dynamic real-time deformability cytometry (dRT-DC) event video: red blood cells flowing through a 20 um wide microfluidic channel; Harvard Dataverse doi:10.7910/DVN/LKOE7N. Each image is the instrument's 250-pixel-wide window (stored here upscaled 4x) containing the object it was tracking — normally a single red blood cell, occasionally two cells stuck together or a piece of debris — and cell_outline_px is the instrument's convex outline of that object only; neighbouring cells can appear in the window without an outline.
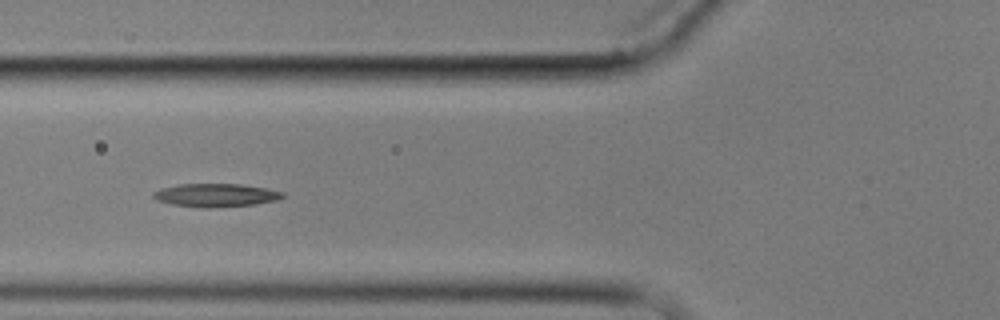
{"species": "common noctule bat (a hibernating species)", "species_latin": "Nyctalus noctula", "temperature_condition": "cold", "stored_images_in_passage": 13, "camera_frame_rate_fps": 3000, "um_per_image_px": 0.085, "animal": {"sex": "male", "body_mass_g": 17.9}, "frame": {"image": 1, "passage_image": 3, "time_ms": 2.333, "image_size_px": [1000, 320], "cell_outline_px": [[284, 196], [276, 200], [256, 204], [212, 208], [200, 208], [172, 204], [156, 200], [152, 196], [152, 192], [160, 188], [180, 184], [244, 184], [268, 188], [284, 192]], "centroid_in_image_um": [18.33, 16.59], "position_along_channel_um": 107.5, "area_um2": 17.74}}
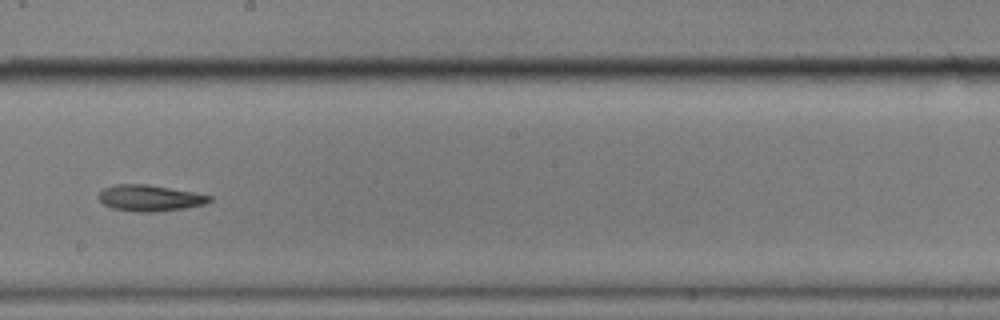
{"frame": {"image": 2, "passage_image": 6, "time_ms": 6.0, "image_size_px": [1000, 320], "cell_outline_px": [[212, 200], [204, 204], [184, 208], [156, 212], [136, 212], [112, 208], [104, 204], [100, 200], [100, 192], [104, 188], [116, 184], [144, 184], [196, 192], [212, 196]], "centroid_in_image_um": [12.76, 16.83], "position_along_channel_um": 235.4, "area_um2": 16.82}}
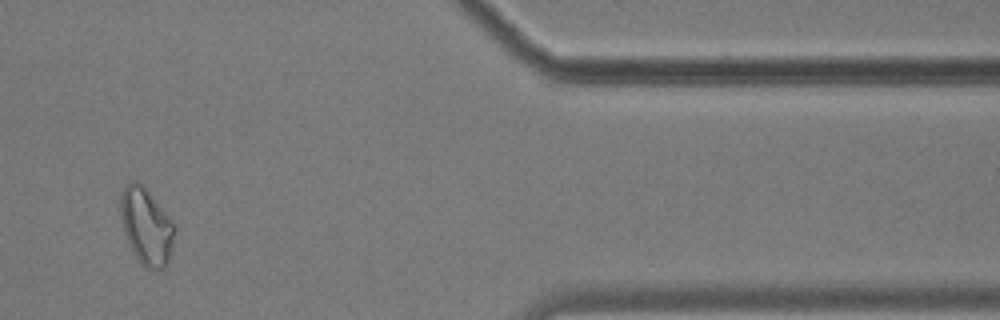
{"frame": {"image": 3, "passage_image": 10, "time_ms": 11.667, "image_size_px": [1000, 320], "cell_outline_px": [[176, 228], [172, 252], [168, 264], [164, 268], [144, 268], [136, 256], [128, 240], [124, 228], [120, 212], [120, 192], [124, 184], [128, 180], [136, 180], [144, 184], [168, 216]], "centroid_in_image_um": [12.45, 19.18], "position_along_channel_um": 399.0, "area_um2": 24.28}, "authors_computed_cell_mechanics": {"area_um2": 17.7446, "velocity_mm_per_s": 3.4762, "shape_relaxation_time_tau1_ms": 9.7626, "shape_relaxation_time_tau2_ms": null, "deformation_change_tau1": 0.2029, "deformation_change_tau2": null}}